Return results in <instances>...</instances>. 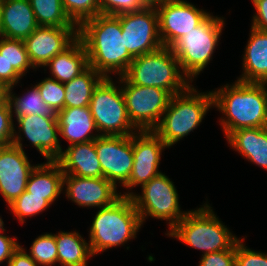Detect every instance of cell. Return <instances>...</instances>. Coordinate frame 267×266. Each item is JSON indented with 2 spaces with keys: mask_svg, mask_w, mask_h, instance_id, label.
<instances>
[{
  "mask_svg": "<svg viewBox=\"0 0 267 266\" xmlns=\"http://www.w3.org/2000/svg\"><path fill=\"white\" fill-rule=\"evenodd\" d=\"M144 0H100V14L119 15L146 8Z\"/></svg>",
  "mask_w": 267,
  "mask_h": 266,
  "instance_id": "36",
  "label": "cell"
},
{
  "mask_svg": "<svg viewBox=\"0 0 267 266\" xmlns=\"http://www.w3.org/2000/svg\"><path fill=\"white\" fill-rule=\"evenodd\" d=\"M226 142L247 162L267 171V127L238 129L226 138Z\"/></svg>",
  "mask_w": 267,
  "mask_h": 266,
  "instance_id": "23",
  "label": "cell"
},
{
  "mask_svg": "<svg viewBox=\"0 0 267 266\" xmlns=\"http://www.w3.org/2000/svg\"><path fill=\"white\" fill-rule=\"evenodd\" d=\"M7 229L0 233V264H8L13 252L20 246L15 236L5 234Z\"/></svg>",
  "mask_w": 267,
  "mask_h": 266,
  "instance_id": "40",
  "label": "cell"
},
{
  "mask_svg": "<svg viewBox=\"0 0 267 266\" xmlns=\"http://www.w3.org/2000/svg\"><path fill=\"white\" fill-rule=\"evenodd\" d=\"M55 241L60 266H88V261L94 257L89 241L76 229L56 232Z\"/></svg>",
  "mask_w": 267,
  "mask_h": 266,
  "instance_id": "26",
  "label": "cell"
},
{
  "mask_svg": "<svg viewBox=\"0 0 267 266\" xmlns=\"http://www.w3.org/2000/svg\"><path fill=\"white\" fill-rule=\"evenodd\" d=\"M27 153L10 144L0 147V194L11 204L26 190L30 173L37 164H31Z\"/></svg>",
  "mask_w": 267,
  "mask_h": 266,
  "instance_id": "18",
  "label": "cell"
},
{
  "mask_svg": "<svg viewBox=\"0 0 267 266\" xmlns=\"http://www.w3.org/2000/svg\"><path fill=\"white\" fill-rule=\"evenodd\" d=\"M118 16L125 47L133 58L163 47L159 36L158 13L154 6Z\"/></svg>",
  "mask_w": 267,
  "mask_h": 266,
  "instance_id": "13",
  "label": "cell"
},
{
  "mask_svg": "<svg viewBox=\"0 0 267 266\" xmlns=\"http://www.w3.org/2000/svg\"><path fill=\"white\" fill-rule=\"evenodd\" d=\"M155 8L158 13L159 36L164 47H171L212 13L197 8L187 0L168 1Z\"/></svg>",
  "mask_w": 267,
  "mask_h": 266,
  "instance_id": "15",
  "label": "cell"
},
{
  "mask_svg": "<svg viewBox=\"0 0 267 266\" xmlns=\"http://www.w3.org/2000/svg\"><path fill=\"white\" fill-rule=\"evenodd\" d=\"M14 87L7 91V102L11 107L14 120L19 116L27 115L56 116V113L42 99L36 84L26 88L22 95L14 93Z\"/></svg>",
  "mask_w": 267,
  "mask_h": 266,
  "instance_id": "28",
  "label": "cell"
},
{
  "mask_svg": "<svg viewBox=\"0 0 267 266\" xmlns=\"http://www.w3.org/2000/svg\"><path fill=\"white\" fill-rule=\"evenodd\" d=\"M29 256L39 266H55L58 263L55 234L50 232L37 236L28 249Z\"/></svg>",
  "mask_w": 267,
  "mask_h": 266,
  "instance_id": "32",
  "label": "cell"
},
{
  "mask_svg": "<svg viewBox=\"0 0 267 266\" xmlns=\"http://www.w3.org/2000/svg\"><path fill=\"white\" fill-rule=\"evenodd\" d=\"M88 231V241L92 254L124 247L136 239L141 227V219L131 197L121 196L112 205L97 209Z\"/></svg>",
  "mask_w": 267,
  "mask_h": 266,
  "instance_id": "4",
  "label": "cell"
},
{
  "mask_svg": "<svg viewBox=\"0 0 267 266\" xmlns=\"http://www.w3.org/2000/svg\"><path fill=\"white\" fill-rule=\"evenodd\" d=\"M23 77L8 64L4 56L0 54V86L9 89L13 86H23L21 79Z\"/></svg>",
  "mask_w": 267,
  "mask_h": 266,
  "instance_id": "39",
  "label": "cell"
},
{
  "mask_svg": "<svg viewBox=\"0 0 267 266\" xmlns=\"http://www.w3.org/2000/svg\"><path fill=\"white\" fill-rule=\"evenodd\" d=\"M169 148L154 131H138L133 134V169L127 183L120 190L123 197H131L134 188L142 187L158 176L162 152ZM134 189V190H132Z\"/></svg>",
  "mask_w": 267,
  "mask_h": 266,
  "instance_id": "12",
  "label": "cell"
},
{
  "mask_svg": "<svg viewBox=\"0 0 267 266\" xmlns=\"http://www.w3.org/2000/svg\"><path fill=\"white\" fill-rule=\"evenodd\" d=\"M78 37L86 48L89 66L103 77L123 76L134 59L125 47L118 15L98 14L84 21Z\"/></svg>",
  "mask_w": 267,
  "mask_h": 266,
  "instance_id": "1",
  "label": "cell"
},
{
  "mask_svg": "<svg viewBox=\"0 0 267 266\" xmlns=\"http://www.w3.org/2000/svg\"><path fill=\"white\" fill-rule=\"evenodd\" d=\"M95 150L102 177L109 180L117 189L123 187L133 169V135H100L95 139Z\"/></svg>",
  "mask_w": 267,
  "mask_h": 266,
  "instance_id": "14",
  "label": "cell"
},
{
  "mask_svg": "<svg viewBox=\"0 0 267 266\" xmlns=\"http://www.w3.org/2000/svg\"><path fill=\"white\" fill-rule=\"evenodd\" d=\"M218 16L211 13L200 25L171 46L182 72L192 83L211 63L220 44L226 18Z\"/></svg>",
  "mask_w": 267,
  "mask_h": 266,
  "instance_id": "6",
  "label": "cell"
},
{
  "mask_svg": "<svg viewBox=\"0 0 267 266\" xmlns=\"http://www.w3.org/2000/svg\"><path fill=\"white\" fill-rule=\"evenodd\" d=\"M249 38L242 54V72L236 80L245 83H267V32L249 29Z\"/></svg>",
  "mask_w": 267,
  "mask_h": 266,
  "instance_id": "21",
  "label": "cell"
},
{
  "mask_svg": "<svg viewBox=\"0 0 267 266\" xmlns=\"http://www.w3.org/2000/svg\"><path fill=\"white\" fill-rule=\"evenodd\" d=\"M39 26H76L63 9L62 0H29Z\"/></svg>",
  "mask_w": 267,
  "mask_h": 266,
  "instance_id": "29",
  "label": "cell"
},
{
  "mask_svg": "<svg viewBox=\"0 0 267 266\" xmlns=\"http://www.w3.org/2000/svg\"><path fill=\"white\" fill-rule=\"evenodd\" d=\"M4 226H5L4 221L0 216V233H2L6 229Z\"/></svg>",
  "mask_w": 267,
  "mask_h": 266,
  "instance_id": "45",
  "label": "cell"
},
{
  "mask_svg": "<svg viewBox=\"0 0 267 266\" xmlns=\"http://www.w3.org/2000/svg\"><path fill=\"white\" fill-rule=\"evenodd\" d=\"M56 116L60 138L68 146L94 141L100 136L89 106L63 108Z\"/></svg>",
  "mask_w": 267,
  "mask_h": 266,
  "instance_id": "20",
  "label": "cell"
},
{
  "mask_svg": "<svg viewBox=\"0 0 267 266\" xmlns=\"http://www.w3.org/2000/svg\"><path fill=\"white\" fill-rule=\"evenodd\" d=\"M14 122L11 107L6 102L0 108V147L12 144L14 138Z\"/></svg>",
  "mask_w": 267,
  "mask_h": 266,
  "instance_id": "37",
  "label": "cell"
},
{
  "mask_svg": "<svg viewBox=\"0 0 267 266\" xmlns=\"http://www.w3.org/2000/svg\"><path fill=\"white\" fill-rule=\"evenodd\" d=\"M255 13L251 19V26L267 32V0H251Z\"/></svg>",
  "mask_w": 267,
  "mask_h": 266,
  "instance_id": "41",
  "label": "cell"
},
{
  "mask_svg": "<svg viewBox=\"0 0 267 266\" xmlns=\"http://www.w3.org/2000/svg\"><path fill=\"white\" fill-rule=\"evenodd\" d=\"M121 88L132 125L138 131H153L172 95L161 88L131 84L124 76H121Z\"/></svg>",
  "mask_w": 267,
  "mask_h": 266,
  "instance_id": "10",
  "label": "cell"
},
{
  "mask_svg": "<svg viewBox=\"0 0 267 266\" xmlns=\"http://www.w3.org/2000/svg\"><path fill=\"white\" fill-rule=\"evenodd\" d=\"M210 205L206 199L200 207L188 210L185 217L165 235L202 251V255L231 250L242 237L233 234Z\"/></svg>",
  "mask_w": 267,
  "mask_h": 266,
  "instance_id": "3",
  "label": "cell"
},
{
  "mask_svg": "<svg viewBox=\"0 0 267 266\" xmlns=\"http://www.w3.org/2000/svg\"><path fill=\"white\" fill-rule=\"evenodd\" d=\"M131 84L157 87L172 96L185 91L192 82L182 72L171 47L135 57L123 75Z\"/></svg>",
  "mask_w": 267,
  "mask_h": 266,
  "instance_id": "7",
  "label": "cell"
},
{
  "mask_svg": "<svg viewBox=\"0 0 267 266\" xmlns=\"http://www.w3.org/2000/svg\"><path fill=\"white\" fill-rule=\"evenodd\" d=\"M168 1H173V0H144L147 6H157L162 3H166Z\"/></svg>",
  "mask_w": 267,
  "mask_h": 266,
  "instance_id": "44",
  "label": "cell"
},
{
  "mask_svg": "<svg viewBox=\"0 0 267 266\" xmlns=\"http://www.w3.org/2000/svg\"><path fill=\"white\" fill-rule=\"evenodd\" d=\"M62 5L67 16L77 27L100 14V0H62Z\"/></svg>",
  "mask_w": 267,
  "mask_h": 266,
  "instance_id": "33",
  "label": "cell"
},
{
  "mask_svg": "<svg viewBox=\"0 0 267 266\" xmlns=\"http://www.w3.org/2000/svg\"><path fill=\"white\" fill-rule=\"evenodd\" d=\"M212 108V90L201 92L191 84L185 91L171 96L161 121L153 131L172 148L194 132Z\"/></svg>",
  "mask_w": 267,
  "mask_h": 266,
  "instance_id": "5",
  "label": "cell"
},
{
  "mask_svg": "<svg viewBox=\"0 0 267 266\" xmlns=\"http://www.w3.org/2000/svg\"><path fill=\"white\" fill-rule=\"evenodd\" d=\"M38 26L29 0H0V36L24 40Z\"/></svg>",
  "mask_w": 267,
  "mask_h": 266,
  "instance_id": "19",
  "label": "cell"
},
{
  "mask_svg": "<svg viewBox=\"0 0 267 266\" xmlns=\"http://www.w3.org/2000/svg\"><path fill=\"white\" fill-rule=\"evenodd\" d=\"M64 173L57 161L37 163L28 178L26 191L31 195L45 196V199L54 205L63 193Z\"/></svg>",
  "mask_w": 267,
  "mask_h": 266,
  "instance_id": "25",
  "label": "cell"
},
{
  "mask_svg": "<svg viewBox=\"0 0 267 266\" xmlns=\"http://www.w3.org/2000/svg\"><path fill=\"white\" fill-rule=\"evenodd\" d=\"M246 238L245 235L236 243L235 266H267V253L246 246Z\"/></svg>",
  "mask_w": 267,
  "mask_h": 266,
  "instance_id": "35",
  "label": "cell"
},
{
  "mask_svg": "<svg viewBox=\"0 0 267 266\" xmlns=\"http://www.w3.org/2000/svg\"><path fill=\"white\" fill-rule=\"evenodd\" d=\"M51 204L45 199V196L31 195L26 190L7 206L10 213L18 220L20 224L26 223L27 218L36 217L44 211L49 210Z\"/></svg>",
  "mask_w": 267,
  "mask_h": 266,
  "instance_id": "30",
  "label": "cell"
},
{
  "mask_svg": "<svg viewBox=\"0 0 267 266\" xmlns=\"http://www.w3.org/2000/svg\"><path fill=\"white\" fill-rule=\"evenodd\" d=\"M38 91L44 102L55 112L64 108L65 89L64 84L50 77H44L36 82Z\"/></svg>",
  "mask_w": 267,
  "mask_h": 266,
  "instance_id": "34",
  "label": "cell"
},
{
  "mask_svg": "<svg viewBox=\"0 0 267 266\" xmlns=\"http://www.w3.org/2000/svg\"><path fill=\"white\" fill-rule=\"evenodd\" d=\"M141 193L135 192L131 198L139 213L141 223L144 225L148 218L166 221L170 231L186 215L187 211L181 209L179 194L174 182L161 172L141 188Z\"/></svg>",
  "mask_w": 267,
  "mask_h": 266,
  "instance_id": "9",
  "label": "cell"
},
{
  "mask_svg": "<svg viewBox=\"0 0 267 266\" xmlns=\"http://www.w3.org/2000/svg\"><path fill=\"white\" fill-rule=\"evenodd\" d=\"M20 245L12 254L6 266H39L27 253V248Z\"/></svg>",
  "mask_w": 267,
  "mask_h": 266,
  "instance_id": "42",
  "label": "cell"
},
{
  "mask_svg": "<svg viewBox=\"0 0 267 266\" xmlns=\"http://www.w3.org/2000/svg\"><path fill=\"white\" fill-rule=\"evenodd\" d=\"M89 67L88 55L82 40L77 37L66 49L53 57L43 68L50 78L65 84Z\"/></svg>",
  "mask_w": 267,
  "mask_h": 266,
  "instance_id": "24",
  "label": "cell"
},
{
  "mask_svg": "<svg viewBox=\"0 0 267 266\" xmlns=\"http://www.w3.org/2000/svg\"><path fill=\"white\" fill-rule=\"evenodd\" d=\"M8 89L0 86V108L7 102Z\"/></svg>",
  "mask_w": 267,
  "mask_h": 266,
  "instance_id": "43",
  "label": "cell"
},
{
  "mask_svg": "<svg viewBox=\"0 0 267 266\" xmlns=\"http://www.w3.org/2000/svg\"><path fill=\"white\" fill-rule=\"evenodd\" d=\"M103 78L101 74L89 66L79 76L65 83L64 108L89 106L94 88Z\"/></svg>",
  "mask_w": 267,
  "mask_h": 266,
  "instance_id": "27",
  "label": "cell"
},
{
  "mask_svg": "<svg viewBox=\"0 0 267 266\" xmlns=\"http://www.w3.org/2000/svg\"><path fill=\"white\" fill-rule=\"evenodd\" d=\"M0 54L22 77L26 76L30 69L36 72L30 62L23 40L0 36Z\"/></svg>",
  "mask_w": 267,
  "mask_h": 266,
  "instance_id": "31",
  "label": "cell"
},
{
  "mask_svg": "<svg viewBox=\"0 0 267 266\" xmlns=\"http://www.w3.org/2000/svg\"><path fill=\"white\" fill-rule=\"evenodd\" d=\"M78 37L77 26H38L25 38L24 45L35 69L43 68Z\"/></svg>",
  "mask_w": 267,
  "mask_h": 266,
  "instance_id": "17",
  "label": "cell"
},
{
  "mask_svg": "<svg viewBox=\"0 0 267 266\" xmlns=\"http://www.w3.org/2000/svg\"><path fill=\"white\" fill-rule=\"evenodd\" d=\"M197 266H235V247L201 255Z\"/></svg>",
  "mask_w": 267,
  "mask_h": 266,
  "instance_id": "38",
  "label": "cell"
},
{
  "mask_svg": "<svg viewBox=\"0 0 267 266\" xmlns=\"http://www.w3.org/2000/svg\"><path fill=\"white\" fill-rule=\"evenodd\" d=\"M25 138L45 161H56L62 154L57 116H19L14 124L12 144L25 151L28 146L23 144Z\"/></svg>",
  "mask_w": 267,
  "mask_h": 266,
  "instance_id": "11",
  "label": "cell"
},
{
  "mask_svg": "<svg viewBox=\"0 0 267 266\" xmlns=\"http://www.w3.org/2000/svg\"><path fill=\"white\" fill-rule=\"evenodd\" d=\"M64 174L79 177H102V169L95 150V140L67 146L56 160Z\"/></svg>",
  "mask_w": 267,
  "mask_h": 266,
  "instance_id": "22",
  "label": "cell"
},
{
  "mask_svg": "<svg viewBox=\"0 0 267 266\" xmlns=\"http://www.w3.org/2000/svg\"><path fill=\"white\" fill-rule=\"evenodd\" d=\"M223 85L212 93L213 108L222 113L218 119L225 138L238 129L267 127V83L235 80Z\"/></svg>",
  "mask_w": 267,
  "mask_h": 266,
  "instance_id": "2",
  "label": "cell"
},
{
  "mask_svg": "<svg viewBox=\"0 0 267 266\" xmlns=\"http://www.w3.org/2000/svg\"><path fill=\"white\" fill-rule=\"evenodd\" d=\"M68 201L82 208H103L121 197L118 189L104 177L88 178L64 174L63 193Z\"/></svg>",
  "mask_w": 267,
  "mask_h": 266,
  "instance_id": "16",
  "label": "cell"
},
{
  "mask_svg": "<svg viewBox=\"0 0 267 266\" xmlns=\"http://www.w3.org/2000/svg\"><path fill=\"white\" fill-rule=\"evenodd\" d=\"M89 107L100 135L128 136L138 132L127 114L121 76L115 81L104 77L94 88Z\"/></svg>",
  "mask_w": 267,
  "mask_h": 266,
  "instance_id": "8",
  "label": "cell"
}]
</instances>
